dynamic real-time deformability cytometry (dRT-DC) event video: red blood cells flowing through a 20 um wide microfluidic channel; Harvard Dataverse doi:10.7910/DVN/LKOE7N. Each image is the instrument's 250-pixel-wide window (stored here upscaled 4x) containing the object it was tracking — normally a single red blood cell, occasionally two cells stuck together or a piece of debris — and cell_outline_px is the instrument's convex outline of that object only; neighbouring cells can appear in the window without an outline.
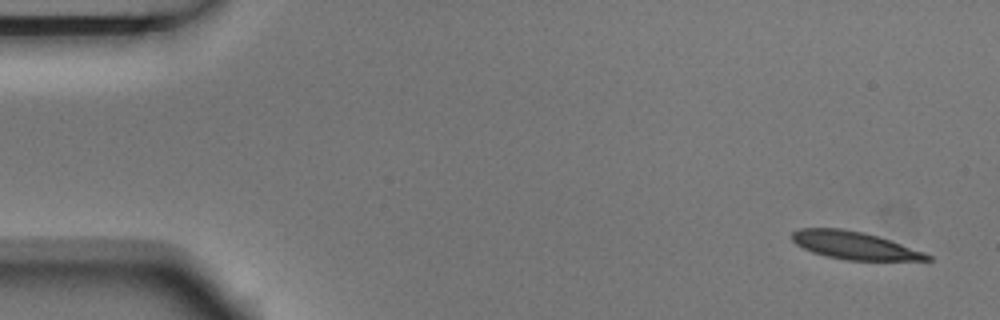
{"species": "Egyptian fruit bat (a non-hibernating species)", "species_latin": "Rousettus aegyptiacus", "temperature_condition": "room temperature", "stored_images_in_passage": 5, "camera_frame_rate_fps": 3000, "um_per_image_px": 0.085, "animal": {"sex": "male"}, "frame": {"image": 1, "passage_image": 1, "time_ms": 0.0, "image_size_px": [1000, 320], "cell_outline_px": [[932, 260], [844, 260], [812, 252], [796, 244], [792, 240], [792, 232], [800, 228], [840, 228], [864, 232], [924, 252], [932, 256]], "centroid_in_image_um": [72.58, 20.86], "position_along_channel_um": 12.4, "area_um2": 21.5}}
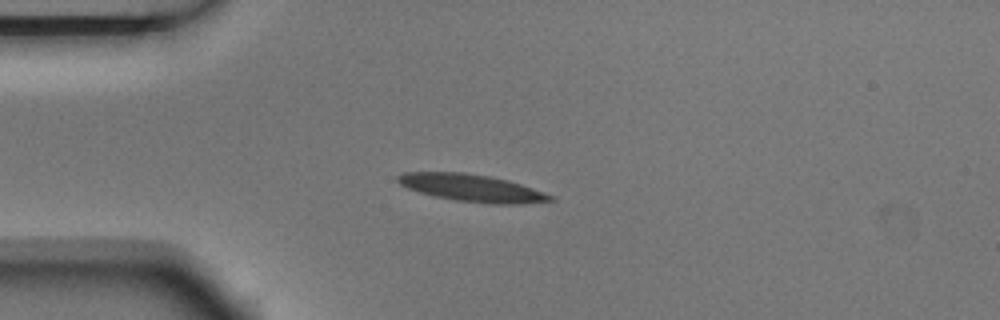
{"frame": {"image": 2, "passage_image": 4, "time_ms": 1.0, "image_size_px": [1000, 320], "cell_outline_px": [[556, 200], [524, 204], [488, 204], [456, 200], [436, 196], [420, 192], [408, 188], [400, 184], [396, 180], [396, 176], [404, 172], [464, 172], [488, 176], [508, 180], [556, 196]], "centroid_in_image_um": [40.15, 15.98], "position_along_channel_um": 44.9, "area_um2": 24.28}}